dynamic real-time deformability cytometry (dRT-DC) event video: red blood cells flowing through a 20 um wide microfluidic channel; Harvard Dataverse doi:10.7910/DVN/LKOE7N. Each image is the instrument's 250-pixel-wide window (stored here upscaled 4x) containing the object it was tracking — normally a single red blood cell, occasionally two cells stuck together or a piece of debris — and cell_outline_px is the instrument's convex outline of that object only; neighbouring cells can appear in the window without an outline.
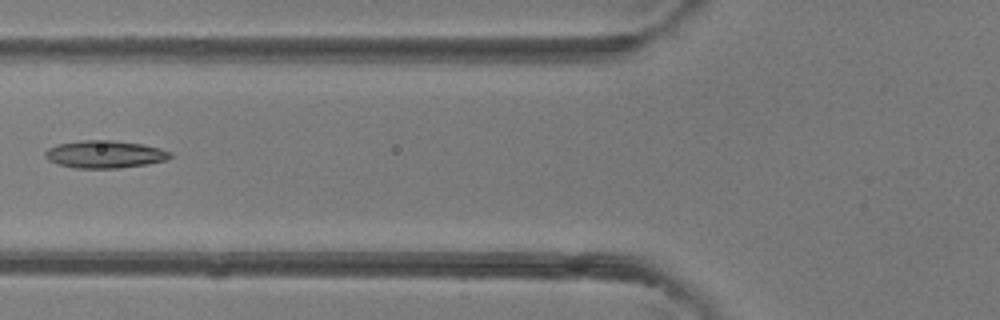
{"species": "common noctule bat (a hibernating species)", "species_latin": "Nyctalus noctula", "temperature_condition": "room temperature", "stored_images_in_passage": 5, "camera_frame_rate_fps": 3000, "um_per_image_px": 0.085, "animal": {"sex": "female"}, "frame": {"image": 1, "passage_image": 5, "time_ms": 4.667, "image_size_px": [1000, 320], "cell_outline_px": [[172, 156], [168, 160], [120, 168], [76, 168], [60, 164], [48, 160], [44, 156], [44, 152], [48, 148], [56, 144], [80, 140], [112, 140], [144, 144], [160, 148], [172, 152]], "centroid_in_image_um": [8.91, 13.1], "position_along_channel_um": 116.9, "area_um2": 20.17}}